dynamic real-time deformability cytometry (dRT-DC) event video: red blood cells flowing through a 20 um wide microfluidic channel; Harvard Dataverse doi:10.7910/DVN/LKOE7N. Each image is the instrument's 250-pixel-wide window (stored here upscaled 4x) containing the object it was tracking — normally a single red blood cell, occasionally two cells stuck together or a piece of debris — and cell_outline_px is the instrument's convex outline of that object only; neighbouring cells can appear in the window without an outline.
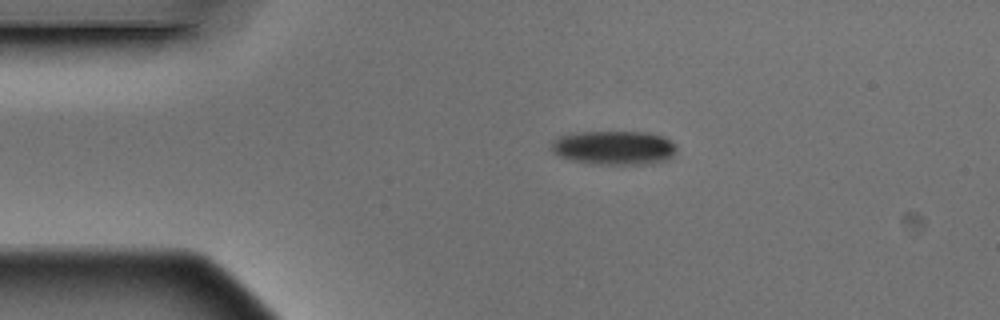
{"species": "Egyptian fruit bat (a non-hibernating species)", "species_latin": "Rousettus aegyptiacus", "temperature_condition": "warm", "stored_images_in_passage": 3, "camera_frame_rate_fps": 3000, "um_per_image_px": 0.085, "animal": {"sex": "male"}, "frame": {"image": 1, "passage_image": 1, "time_ms": 0.0, "image_size_px": [1000, 320], "cell_outline_px": [[676, 152], [672, 156], [664, 160], [648, 164], [600, 164], [572, 160], [560, 156], [552, 152], [552, 144], [560, 136], [576, 132], [648, 132], [664, 136], [676, 144]], "centroid_in_image_um": [52.24, 12.55], "position_along_channel_um": 32.8, "area_um2": 24.68}}
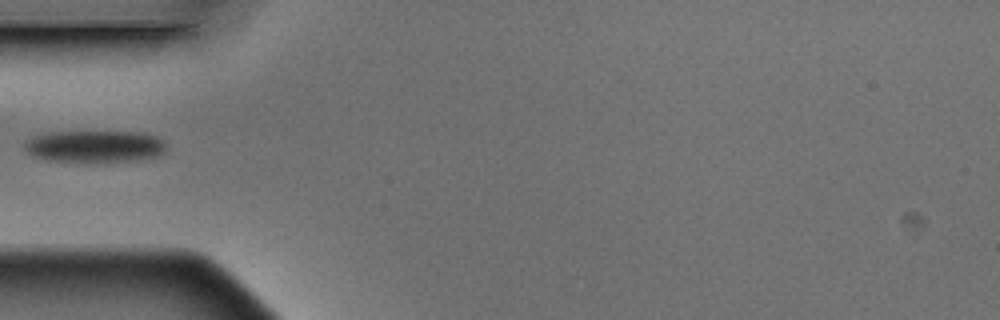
{"frame": {"image": 2, "passage_image": 3, "time_ms": 0.667, "image_size_px": [1000, 320], "cell_outline_px": [[164, 152], [156, 156], [132, 160], [48, 160], [36, 156], [28, 152], [24, 148], [24, 144], [28, 140], [36, 136], [48, 132], [136, 132], [156, 136], [164, 144]], "centroid_in_image_um": [8.03, 12.41], "position_along_channel_um": 77.0, "area_um2": 25.26}}